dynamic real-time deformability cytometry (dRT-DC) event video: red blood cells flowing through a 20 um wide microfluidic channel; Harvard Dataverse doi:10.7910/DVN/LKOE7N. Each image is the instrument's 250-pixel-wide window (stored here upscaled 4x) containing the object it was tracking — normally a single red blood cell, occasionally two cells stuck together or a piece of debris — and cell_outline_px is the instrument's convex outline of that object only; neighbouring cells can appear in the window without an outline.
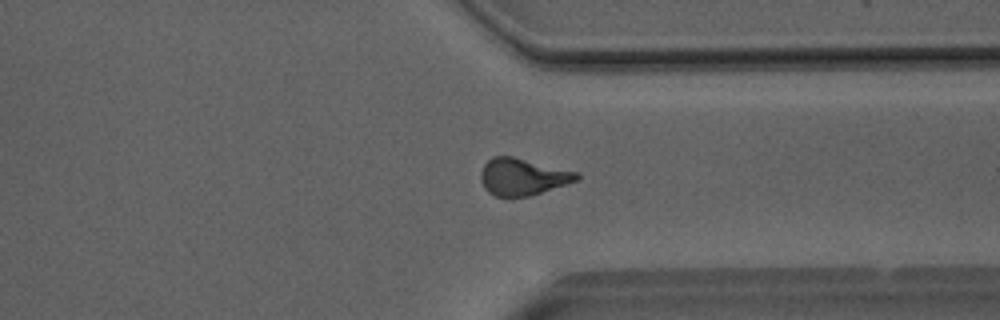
{"species": "Egyptian fruit bat (a non-hibernating species)", "species_latin": "Rousettus aegyptiacus", "temperature_condition": "room temperature", "stored_images_in_passage": 39, "camera_frame_rate_fps": 3000, "um_per_image_px": 0.085, "animal": {"sex": "male"}, "frame": {"image": 1, "passage_image": 27, "time_ms": 8.667, "image_size_px": [1000, 320], "cell_outline_px": [[580, 176], [576, 180], [528, 196], [496, 196], [488, 192], [484, 188], [480, 180], [480, 172], [484, 164], [492, 156], [512, 156], [576, 172]], "centroid_in_image_um": [44.34, 15.01], "position_along_channel_um": 367.1, "area_um2": 20.17}}
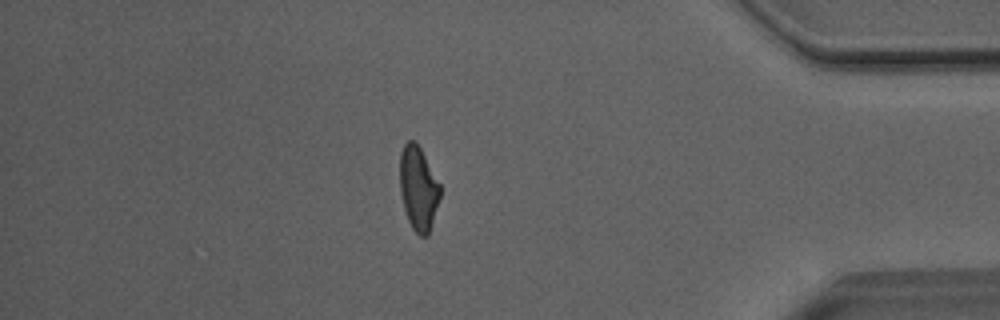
{"frame": {"image": 2, "passage_image": 32, "time_ms": 10.333, "image_size_px": [1000, 320], "cell_outline_px": [[440, 196], [428, 236], [420, 236], [412, 228], [408, 220], [404, 208], [400, 192], [400, 152], [404, 144], [408, 140], [416, 140], [440, 184]], "centroid_in_image_um": [35.55, 15.98], "position_along_channel_um": 399.7, "area_um2": 19.65}}
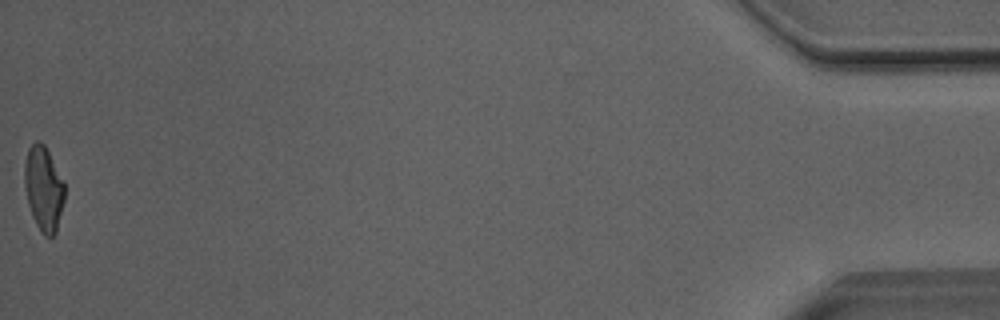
{"frame": {"image": 3, "passage_image": 39, "time_ms": 12.667, "image_size_px": [1000, 320], "cell_outline_px": [[64, 200], [56, 232], [52, 236], [44, 236], [40, 232], [32, 216], [28, 204], [24, 184], [24, 164], [28, 148], [36, 140], [40, 140], [44, 144], [64, 180]], "centroid_in_image_um": [3.7, 16.01], "position_along_channel_um": 431.5, "area_um2": 19.88}, "authors_computed_cell_mechanics": {"area_um2": 20.4034, "velocity_mm_per_s": 4.0862, "shape_relaxation_time_tau1_ms": 8.4087, "shape_relaxation_time_tau2_ms": 1.93, "deformation_change_tau1": 0.237, "deformation_change_tau2": 0.0943}}